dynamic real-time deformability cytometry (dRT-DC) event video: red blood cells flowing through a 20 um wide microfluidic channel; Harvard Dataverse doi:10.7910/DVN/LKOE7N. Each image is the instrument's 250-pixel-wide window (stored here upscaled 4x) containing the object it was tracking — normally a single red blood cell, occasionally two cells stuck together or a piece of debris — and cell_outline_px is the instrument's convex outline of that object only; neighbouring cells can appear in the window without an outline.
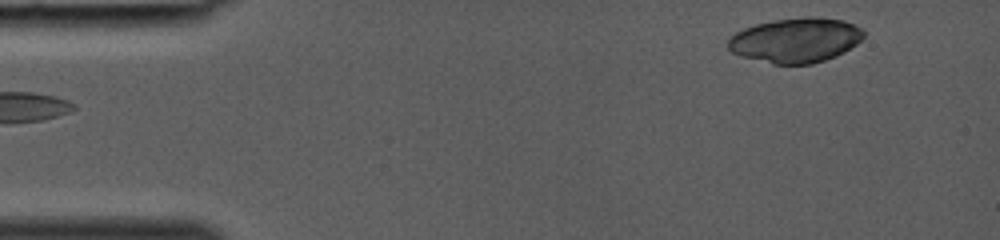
{"species": "common noctule bat (a hibernating species)", "species_latin": "Nyctalus noctula", "temperature_condition": "room temperature", "stored_images_in_passage": 35, "camera_frame_rate_fps": 3000, "um_per_image_px": 0.085, "animal": {"sex": "female", "body_mass_g": 19.0, "forearm_length_mm": 53.3}, "frame": {"image": 1, "passage_image": 1, "time_ms": 0.0, "image_size_px": [1000, 240], "cell_outline_px": [[864, 36], [856, 44], [844, 52], [836, 56], [812, 64], [772, 64], [740, 56], [732, 52], [728, 48], [728, 40], [736, 32], [744, 28], [756, 24], [772, 20], [808, 16], [812, 16], [844, 20], [860, 28], [864, 32]], "centroid_in_image_um": [67.62, 3.41], "position_along_channel_um": 17.4, "area_um2": 35.37}}
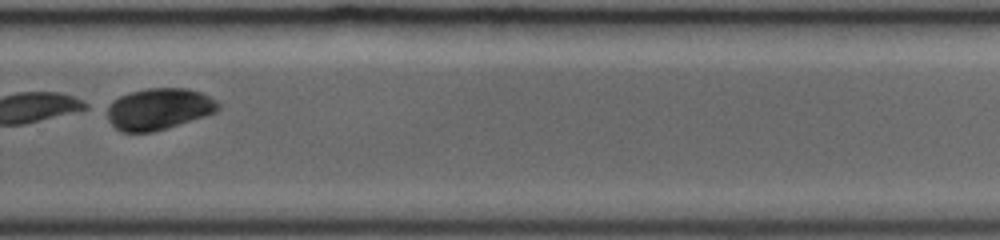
{"frame": {"image": 2, "passage_image": 25, "time_ms": 8.0, "image_size_px": [1000, 240], "cell_outline_px": [[220, 108], [216, 112], [204, 116], [152, 132], [120, 132], [108, 120], [100, 108], [104, 104], [120, 96], [132, 92], [148, 88], [188, 88], [200, 92], [216, 100], [220, 104]], "centroid_in_image_um": [13.39, 9.25], "position_along_channel_um": 316.4, "area_um2": 27.22}}